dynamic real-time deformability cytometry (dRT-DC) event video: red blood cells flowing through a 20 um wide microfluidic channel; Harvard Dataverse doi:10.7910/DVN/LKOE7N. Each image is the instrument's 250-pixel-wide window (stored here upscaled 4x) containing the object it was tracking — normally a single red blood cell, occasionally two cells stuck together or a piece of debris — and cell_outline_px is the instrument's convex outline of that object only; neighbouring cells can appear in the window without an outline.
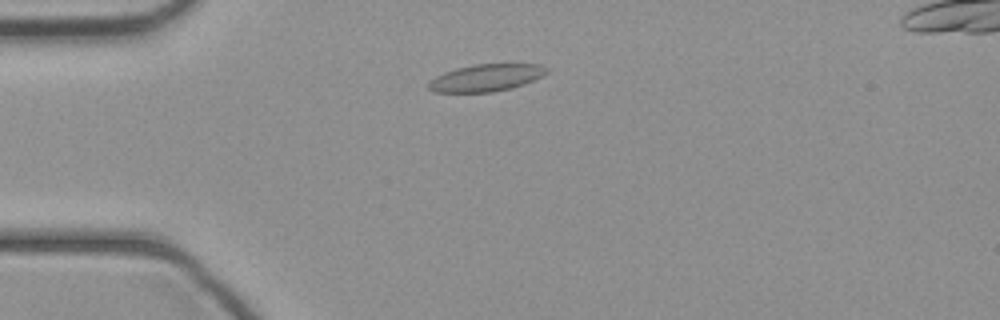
{"species": "common noctule bat (a hibernating species)", "species_latin": "Nyctalus noctula", "temperature_condition": "cold", "stored_images_in_passage": 40, "camera_frame_rate_fps": 3000, "um_per_image_px": 0.085, "animal": {"sex": "female", "body_mass_g": 21.9}, "frame": {"image": 1, "passage_image": 7, "time_ms": 2.0, "image_size_px": [1000, 320], "cell_outline_px": [[548, 72], [544, 76], [524, 84], [512, 88], [492, 92], [436, 92], [428, 88], [428, 80], [444, 72], [456, 68], [472, 64], [540, 64], [548, 68]], "centroid_in_image_um": [41.33, 6.6], "position_along_channel_um": 43.7, "area_um2": 18.84}}
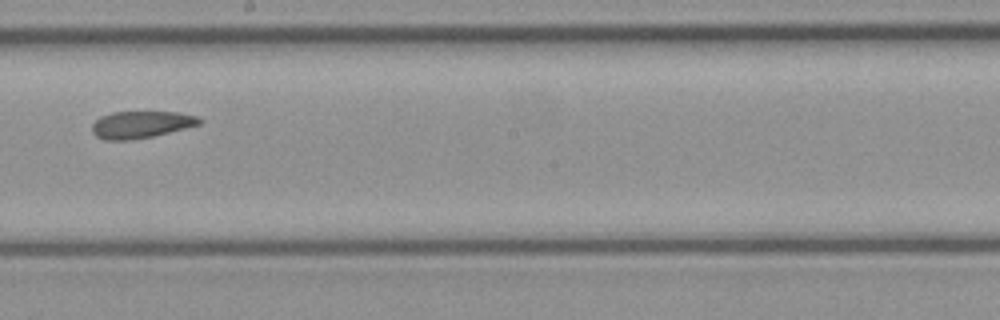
{"frame": {"image": 2, "passage_image": 21, "time_ms": 6.667, "image_size_px": [1000, 320], "cell_outline_px": [[200, 124], [152, 136], [132, 140], [104, 140], [96, 136], [92, 132], [92, 124], [100, 116], [112, 112], [176, 112], [196, 116], [200, 120]], "centroid_in_image_um": [11.92, 10.59], "position_along_channel_um": 236.3, "area_um2": 16.7}}
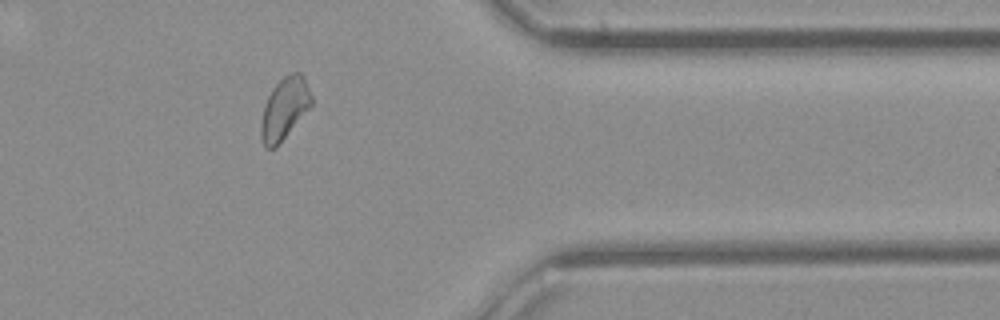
{"frame": {"image": 3, "passage_image": 32, "time_ms": 10.333, "image_size_px": [1000, 320], "cell_outline_px": [[312, 104], [276, 148], [268, 148], [264, 144], [260, 136], [260, 124], [264, 108], [268, 96], [272, 88], [284, 76], [292, 72], [300, 72], [304, 76], [308, 84], [312, 96]], "centroid_in_image_um": [24.19, 9.21], "position_along_channel_um": 387.2, "area_um2": 18.03}}